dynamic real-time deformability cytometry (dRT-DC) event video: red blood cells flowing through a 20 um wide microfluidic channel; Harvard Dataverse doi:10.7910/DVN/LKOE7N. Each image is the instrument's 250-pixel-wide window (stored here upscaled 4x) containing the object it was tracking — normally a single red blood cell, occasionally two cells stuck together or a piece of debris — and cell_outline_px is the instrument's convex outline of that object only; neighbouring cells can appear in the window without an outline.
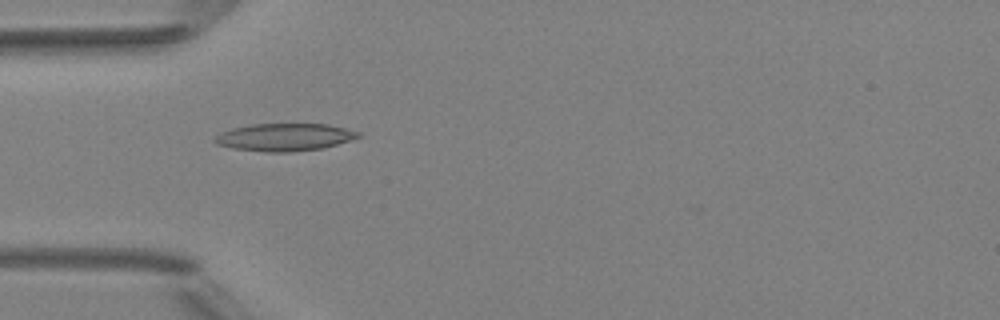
{"species": "Egyptian fruit bat (a non-hibernating species)", "species_latin": "Rousettus aegyptiacus", "temperature_condition": "room temperature", "stored_images_in_passage": 6, "camera_frame_rate_fps": 3000, "um_per_image_px": 0.085, "animal": {"sex": "female"}, "frame": {"image": 1, "passage_image": 4, "time_ms": 4.333, "image_size_px": [1000, 320], "cell_outline_px": [[360, 136], [352, 140], [324, 148], [288, 152], [268, 152], [232, 148], [216, 144], [212, 140], [220, 132], [232, 128], [252, 124], [328, 124], [360, 132]], "centroid_in_image_um": [24.18, 11.66], "position_along_channel_um": 60.8, "area_um2": 23.06}}
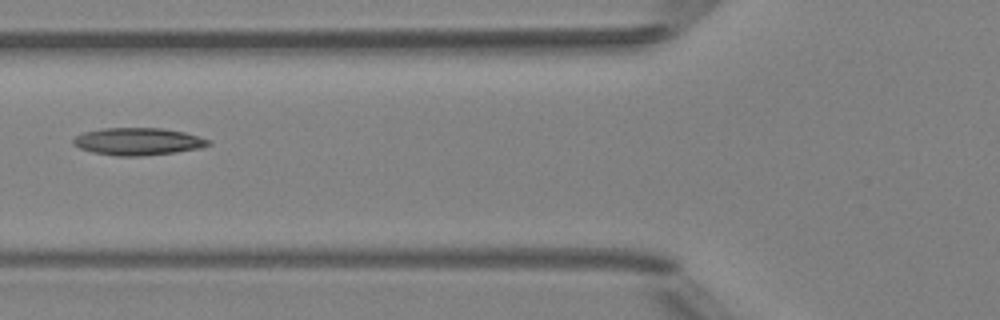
{"frame": {"image": 2, "passage_image": 5, "time_ms": 5.667, "image_size_px": [1000, 320], "cell_outline_px": [[212, 144], [200, 148], [176, 152], [144, 156], [116, 156], [92, 152], [80, 148], [72, 144], [72, 140], [76, 136], [84, 132], [104, 128], [160, 128], [184, 132], [208, 140]], "centroid_in_image_um": [11.7, 12.03], "position_along_channel_um": 114.1, "area_um2": 21.44}}
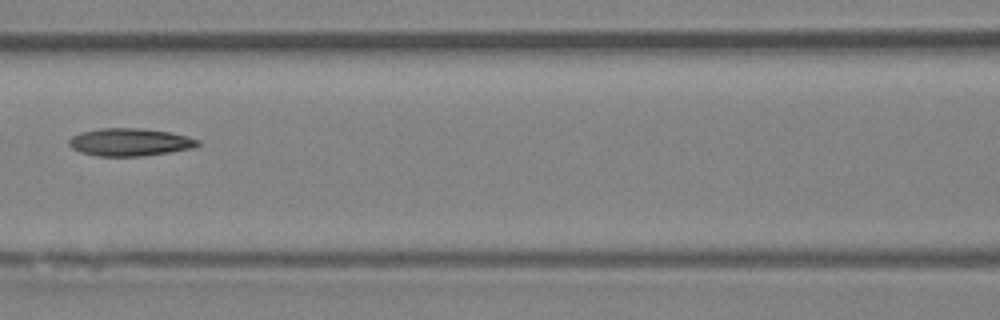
{"frame": {"image": 3, "passage_image": 6, "time_ms": 6.667, "image_size_px": [1000, 320], "cell_outline_px": [[200, 144], [192, 148], [144, 156], [100, 156], [80, 152], [72, 148], [68, 144], [68, 140], [72, 136], [80, 132], [100, 128], [140, 128], [168, 132], [188, 136], [200, 140]], "centroid_in_image_um": [11.02, 12.08], "position_along_channel_um": 155.6, "area_um2": 20.75}}